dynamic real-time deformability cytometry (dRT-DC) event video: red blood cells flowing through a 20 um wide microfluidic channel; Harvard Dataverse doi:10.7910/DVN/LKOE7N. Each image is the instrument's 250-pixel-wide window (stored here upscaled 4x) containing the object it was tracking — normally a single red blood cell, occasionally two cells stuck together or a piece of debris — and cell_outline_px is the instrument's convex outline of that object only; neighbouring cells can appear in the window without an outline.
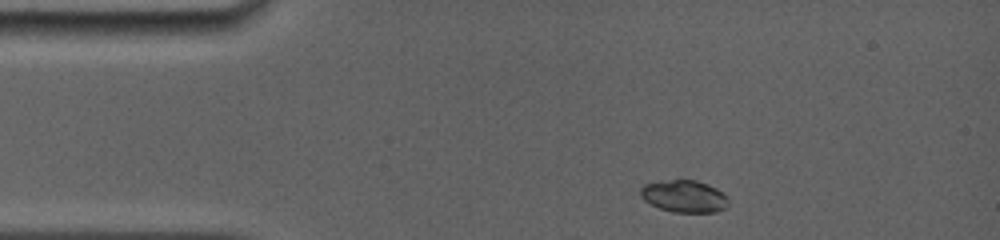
{"species": "common noctule bat (a hibernating species)", "species_latin": "Nyctalus noctula", "temperature_condition": "room temperature", "stored_images_in_passage": 22, "camera_frame_rate_fps": 5000, "um_per_image_px": 0.085, "animal": {"sex": "female", "body_mass_g": 19.0, "forearm_length_mm": 56.7}, "frame": {"image": 1, "passage_image": 1, "time_ms": 0.0, "image_size_px": [1000, 240], "cell_outline_px": [[728, 204], [724, 208], [716, 212], [676, 212], [660, 208], [644, 200], [640, 196], [640, 188], [644, 184], [668, 180], [696, 180], [708, 184], [716, 188], [728, 200]], "centroid_in_image_um": [58.13, 16.68], "position_along_channel_um": 26.9, "area_um2": 16.24}}
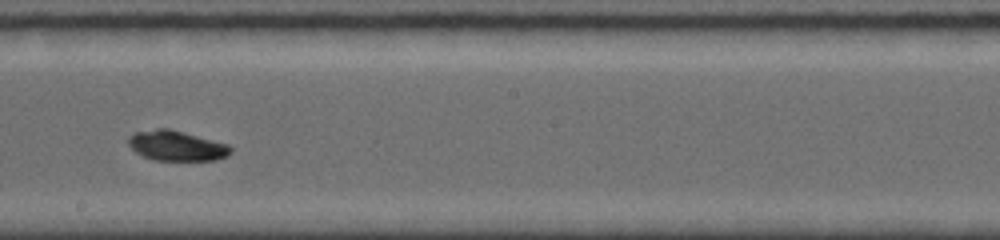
{"frame": {"image": 2, "passage_image": 11, "time_ms": 6.6, "image_size_px": [1000, 240], "cell_outline_px": [[232, 152], [228, 156], [216, 160], [156, 160], [144, 156], [136, 152], [128, 144], [128, 136], [136, 132], [156, 128], [168, 128], [228, 144], [232, 148]], "centroid_in_image_um": [15.02, 12.39], "position_along_channel_um": 233.2, "area_um2": 17.86}}
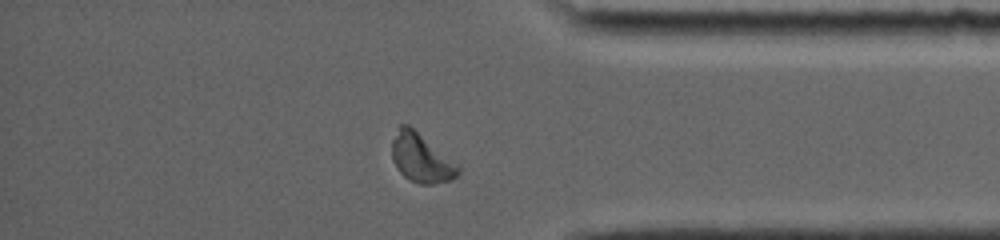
{"frame": {"image": 3, "passage_image": 19, "time_ms": 11.0, "image_size_px": [1000, 240], "cell_outline_px": [[460, 172], [452, 180], [432, 184], [420, 184], [404, 176], [396, 168], [392, 160], [392, 140], [400, 124], [408, 124], [456, 164], [460, 168]], "centroid_in_image_um": [35.76, 13.45], "position_along_channel_um": 399.4, "area_um2": 18.38}, "authors_computed_cell_mechanics": {"area_um2": 17.7735, "velocity_mm_per_s": 3.8784, "shape_relaxation_time_tau1_ms": 4.3002, "shape_relaxation_time_tau2_ms": null, "deformation_change_tau1": 0.0749, "deformation_change_tau2": null}}